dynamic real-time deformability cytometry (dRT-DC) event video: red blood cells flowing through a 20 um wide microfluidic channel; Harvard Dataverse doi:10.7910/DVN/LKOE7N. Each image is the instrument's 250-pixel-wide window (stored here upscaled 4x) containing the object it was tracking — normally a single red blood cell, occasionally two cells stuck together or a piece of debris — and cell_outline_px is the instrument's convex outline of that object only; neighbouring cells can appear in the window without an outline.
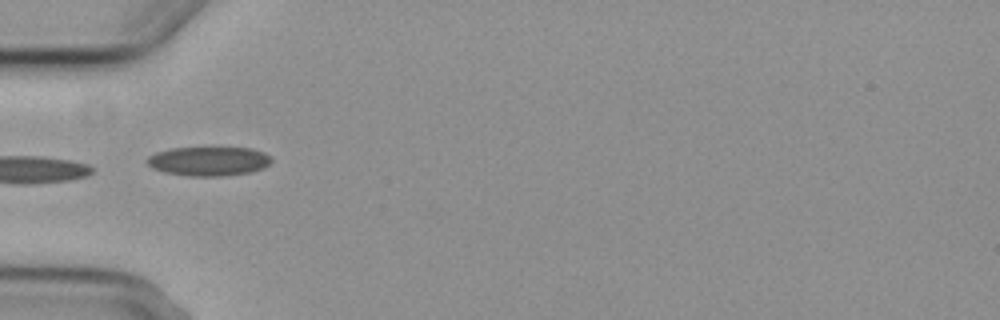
{"species": "common noctule bat (a hibernating species)", "species_latin": "Nyctalus noctula", "temperature_condition": "cold", "stored_images_in_passage": 6, "camera_frame_rate_fps": 3000, "um_per_image_px": 0.085, "animal": {"sex": "female", "body_mass_g": 29.2, "forearm_length_mm": 56.3}, "frame": {"image": 1, "passage_image": 4, "time_ms": 4.333, "image_size_px": [1000, 320], "cell_outline_px": [[272, 160], [264, 168], [252, 172], [220, 176], [188, 176], [164, 172], [152, 168], [148, 164], [148, 156], [156, 152], [172, 148], [212, 144], [252, 148], [264, 152], [272, 156]], "centroid_in_image_um": [17.78, 13.64], "position_along_channel_um": 67.2, "area_um2": 22.31}}
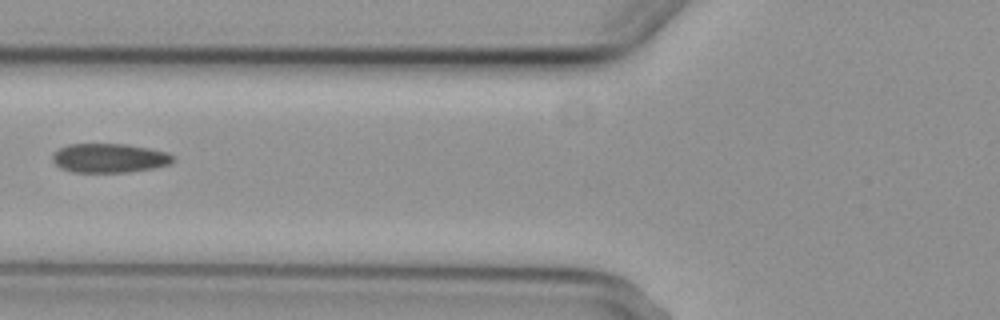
{"frame": {"image": 2, "passage_image": 5, "time_ms": 5.667, "image_size_px": [1000, 320], "cell_outline_px": [[176, 160], [172, 164], [152, 168], [128, 172], [72, 172], [60, 168], [52, 160], [52, 152], [68, 144], [128, 144], [168, 152]], "centroid_in_image_um": [9.29, 13.43], "position_along_channel_um": 116.5, "area_um2": 20.63}}
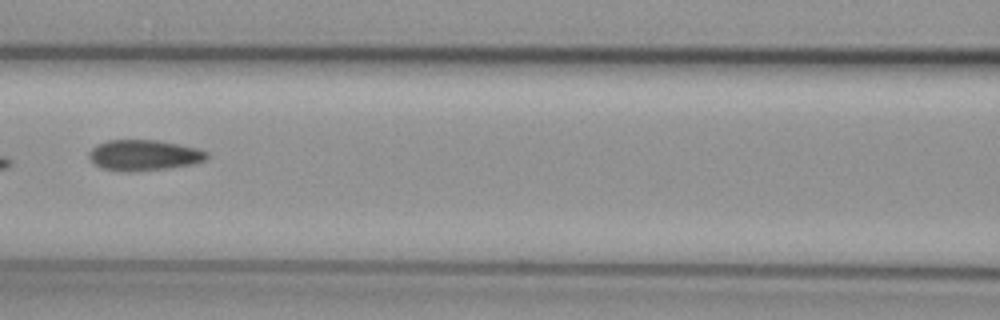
{"frame": {"image": 3, "passage_image": 6, "time_ms": 6.667, "image_size_px": [1000, 320], "cell_outline_px": [[208, 156], [204, 160], [192, 164], [164, 168], [104, 168], [96, 164], [88, 156], [88, 152], [96, 144], [108, 140], [156, 140], [196, 148], [208, 152]], "centroid_in_image_um": [12.25, 13.13], "position_along_channel_um": 154.4, "area_um2": 19.83}}